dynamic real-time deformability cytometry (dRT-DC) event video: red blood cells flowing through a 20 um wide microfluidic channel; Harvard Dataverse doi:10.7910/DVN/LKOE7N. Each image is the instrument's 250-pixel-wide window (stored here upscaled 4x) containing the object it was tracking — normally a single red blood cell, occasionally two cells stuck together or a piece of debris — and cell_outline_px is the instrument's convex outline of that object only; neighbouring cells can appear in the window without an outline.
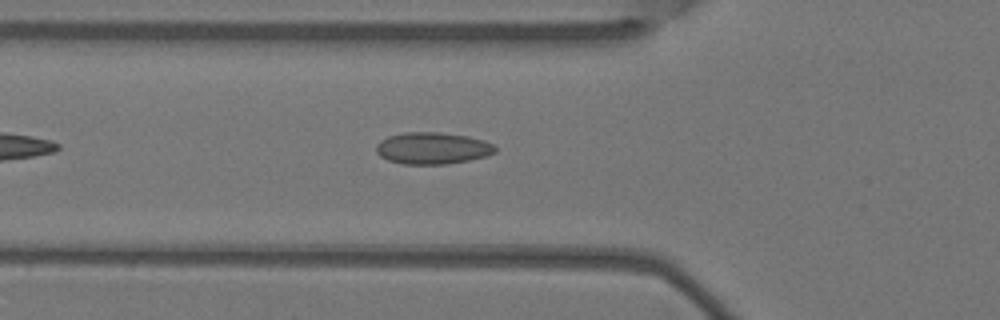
{"species": "Egyptian fruit bat (a non-hibernating species)", "species_latin": "Rousettus aegyptiacus", "temperature_condition": "warm", "stored_images_in_passage": 4, "camera_frame_rate_fps": 3000, "um_per_image_px": 0.085, "animal": {"sex": "female"}, "frame": {"image": 1, "passage_image": 4, "time_ms": 1.0, "image_size_px": [1000, 320], "cell_outline_px": [[496, 152], [488, 156], [448, 164], [404, 164], [388, 160], [380, 156], [376, 152], [376, 144], [380, 140], [388, 136], [404, 132], [436, 132], [468, 136], [484, 140], [492, 144], [496, 148]], "centroid_in_image_um": [36.75, 12.6], "position_along_channel_um": 89.0, "area_um2": 22.14}}